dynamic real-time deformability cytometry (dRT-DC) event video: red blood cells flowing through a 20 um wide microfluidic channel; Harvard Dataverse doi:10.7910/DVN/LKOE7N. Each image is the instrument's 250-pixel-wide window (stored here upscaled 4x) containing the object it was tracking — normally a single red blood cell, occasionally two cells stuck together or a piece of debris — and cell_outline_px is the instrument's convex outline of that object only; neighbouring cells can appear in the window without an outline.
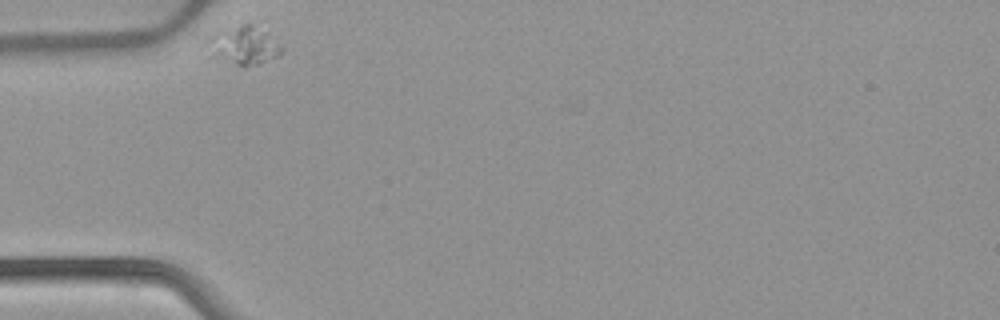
{"species": "common noctule bat (a hibernating species)", "species_latin": "Nyctalus noctula", "temperature_condition": "warm", "stored_images_in_passage": 4, "camera_frame_rate_fps": 3000, "um_per_image_px": 0.085, "animal": {"sex": "female", "body_mass_g": 22.7, "forearm_length_mm": 54.2}, "frame": {"image": 1, "passage_image": 1, "time_ms": 0.0, "image_size_px": [1000, 320], "cell_outline_px": [[284, 52], [260, 64], [236, 64], [208, 56], [204, 44], [208, 36], [216, 32], [240, 24], [252, 24], [268, 32], [284, 48]], "centroid_in_image_um": [20.66, 3.84], "position_along_channel_um": 64.3, "area_um2": 16.82}}